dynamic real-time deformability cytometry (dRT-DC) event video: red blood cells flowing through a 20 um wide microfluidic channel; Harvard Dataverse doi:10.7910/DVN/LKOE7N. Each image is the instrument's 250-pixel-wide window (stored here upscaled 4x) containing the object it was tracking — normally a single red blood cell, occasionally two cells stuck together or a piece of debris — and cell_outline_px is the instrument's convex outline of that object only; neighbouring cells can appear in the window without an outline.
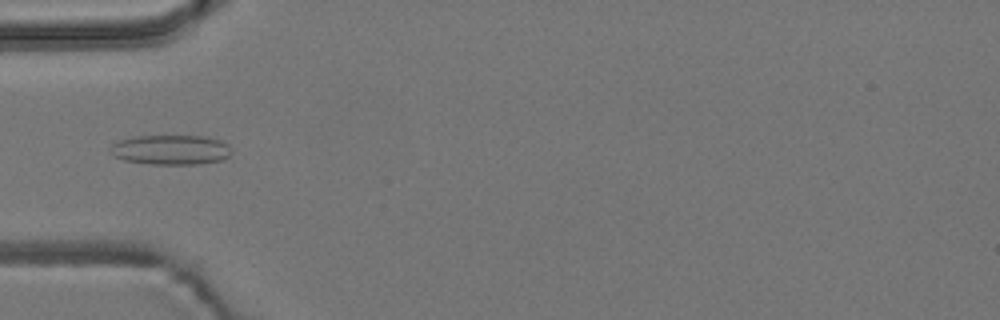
{"species": "common noctule bat (a hibernating species)", "species_latin": "Nyctalus noctula", "temperature_condition": "room temperature", "stored_images_in_passage": 4, "camera_frame_rate_fps": 3000, "um_per_image_px": 0.085, "animal": {"sex": "male", "body_mass_g": 19.2, "forearm_length_mm": 51.8}, "frame": {"image": 1, "passage_image": 4, "time_ms": 1.0, "image_size_px": [1000, 320], "cell_outline_px": [[232, 152], [224, 160], [196, 164], [148, 164], [124, 160], [112, 156], [112, 144], [116, 140], [132, 136], [208, 136], [220, 140], [232, 148]], "centroid_in_image_um": [14.52, 12.73], "position_along_channel_um": 70.5, "area_um2": 21.27}}